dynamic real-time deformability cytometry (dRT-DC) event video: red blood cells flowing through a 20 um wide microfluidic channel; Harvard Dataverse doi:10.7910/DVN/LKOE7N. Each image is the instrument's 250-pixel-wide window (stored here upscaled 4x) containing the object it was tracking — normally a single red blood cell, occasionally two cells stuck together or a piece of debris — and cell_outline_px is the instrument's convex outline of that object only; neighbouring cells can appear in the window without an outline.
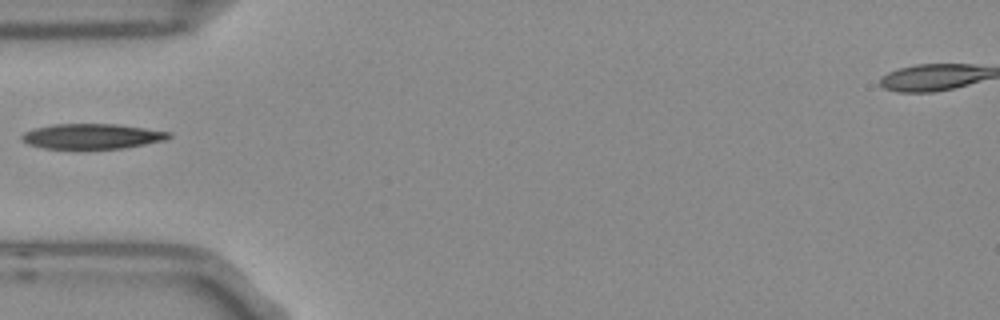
{"species": "Egyptian fruit bat (a non-hibernating species)", "species_latin": "Rousettus aegyptiacus", "temperature_condition": "room temperature", "stored_images_in_passage": 1, "camera_frame_rate_fps": 3000, "um_per_image_px": 0.085, "frame": {"image": 1, "passage_image": 1, "time_ms": 0.0, "image_size_px": [1000, 320], "cell_outline_px": [[172, 136], [164, 140], [144, 144], [120, 148], [44, 148], [28, 144], [20, 140], [20, 136], [24, 132], [32, 128], [52, 124], [116, 124], [172, 132]], "centroid_in_image_um": [7.77, 11.57], "position_along_channel_um": 77.2, "area_um2": 21.44}}